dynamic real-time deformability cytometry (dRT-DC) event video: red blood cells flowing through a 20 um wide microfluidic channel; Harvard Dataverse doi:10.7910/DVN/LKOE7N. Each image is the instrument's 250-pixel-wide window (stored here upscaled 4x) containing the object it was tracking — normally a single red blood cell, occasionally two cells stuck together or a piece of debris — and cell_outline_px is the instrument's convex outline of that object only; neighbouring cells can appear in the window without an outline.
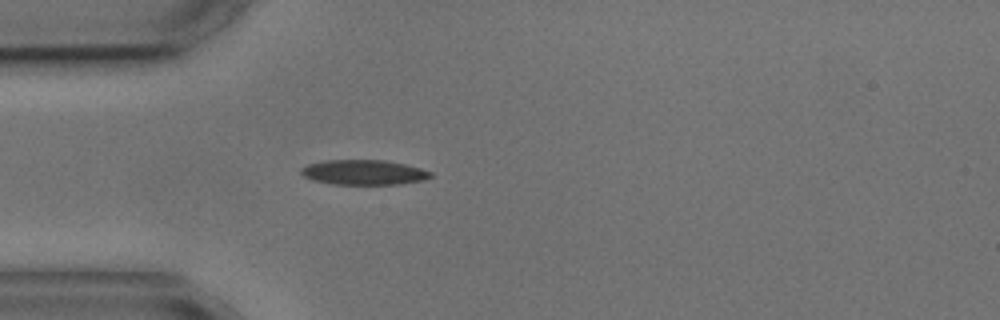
{"species": "common noctule bat (a hibernating species)", "species_latin": "Nyctalus noctula", "temperature_condition": "cold", "stored_images_in_passage": 3, "camera_frame_rate_fps": 3000, "um_per_image_px": 0.085, "animal": {"sex": "male", "body_mass_g": 17.9, "forearm_length_mm": 54.2}, "frame": {"image": 1, "passage_image": 3, "time_ms": 2.667, "image_size_px": [1000, 320], "cell_outline_px": [[432, 176], [424, 180], [400, 184], [332, 184], [312, 180], [304, 176], [300, 172], [300, 168], [308, 164], [324, 160], [384, 160], [404, 164], [420, 168], [432, 172]], "centroid_in_image_um": [30.9, 14.65], "position_along_channel_um": 54.1, "area_um2": 18.84}}